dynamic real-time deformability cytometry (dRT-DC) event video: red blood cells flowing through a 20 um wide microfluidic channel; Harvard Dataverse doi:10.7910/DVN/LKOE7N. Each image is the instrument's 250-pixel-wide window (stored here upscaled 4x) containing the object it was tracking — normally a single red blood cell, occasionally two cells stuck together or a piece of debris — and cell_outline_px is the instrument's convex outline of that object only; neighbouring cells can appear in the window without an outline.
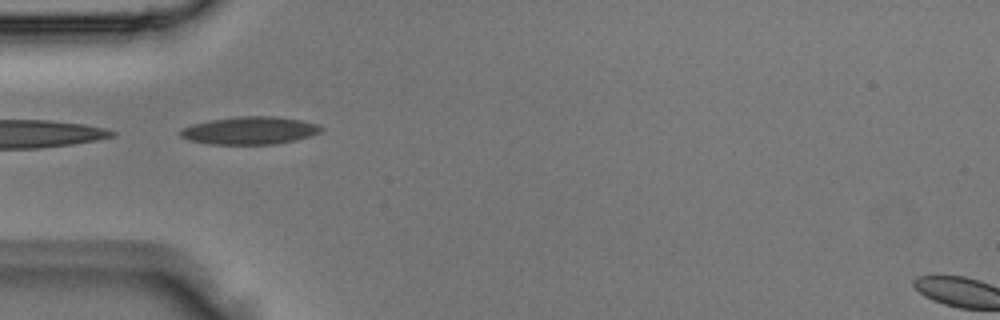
{"species": "Egyptian fruit bat (a non-hibernating species)", "species_latin": "Rousettus aegyptiacus", "temperature_condition": "room temperature", "stored_images_in_passage": 2, "camera_frame_rate_fps": 3000, "um_per_image_px": 0.085, "animal": {"sex": "male"}, "frame": {"image": 1, "passage_image": 2, "time_ms": 0.333, "image_size_px": [1000, 320], "cell_outline_px": [[324, 128], [320, 132], [312, 136], [296, 140], [276, 144], [208, 144], [188, 140], [180, 136], [180, 128], [192, 124], [208, 120], [236, 116], [276, 116], [300, 120], [320, 124]], "centroid_in_image_um": [21.24, 11.09], "position_along_channel_um": 63.8, "area_um2": 23.06}}